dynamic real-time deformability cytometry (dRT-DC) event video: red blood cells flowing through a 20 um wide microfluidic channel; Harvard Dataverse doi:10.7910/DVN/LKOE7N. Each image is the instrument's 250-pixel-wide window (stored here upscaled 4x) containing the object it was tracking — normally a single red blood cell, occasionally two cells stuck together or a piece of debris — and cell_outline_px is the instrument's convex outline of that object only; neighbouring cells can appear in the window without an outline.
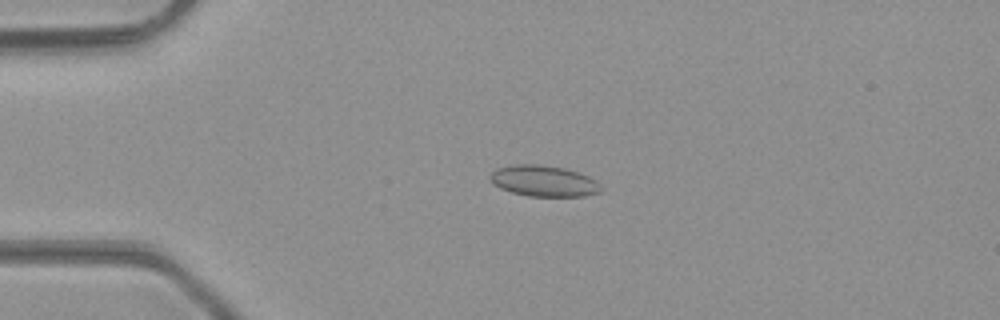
{"species": "common noctule bat (a hibernating species)", "species_latin": "Nyctalus noctula", "temperature_condition": "room temperature", "stored_images_in_passage": 47, "camera_frame_rate_fps": 3000, "um_per_image_px": 0.085, "animal": {"sex": "male", "body_mass_g": 23.1, "forearm_length_mm": 52.7}, "frame": {"image": 1, "passage_image": 11, "time_ms": 3.333, "image_size_px": [1000, 320], "cell_outline_px": [[604, 188], [600, 192], [584, 196], [528, 196], [512, 192], [500, 188], [488, 176], [496, 168], [520, 164], [536, 164], [564, 168], [588, 176], [596, 180]], "centroid_in_image_um": [46.25, 15.39], "position_along_channel_um": 38.7, "area_um2": 19.88}}
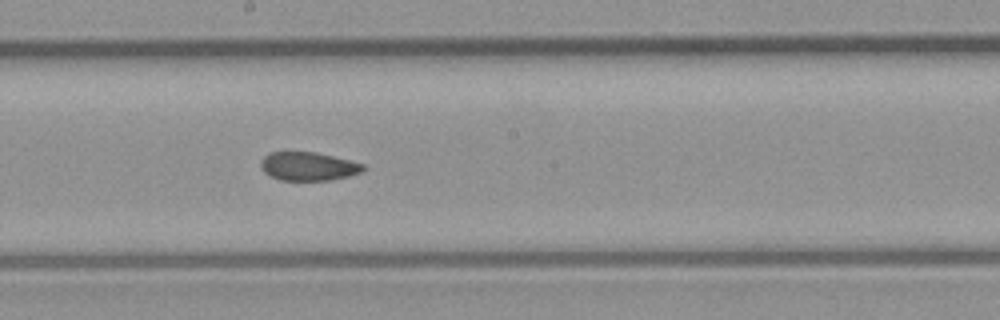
{"frame": {"image": 2, "passage_image": 26, "time_ms": 8.333, "image_size_px": [1000, 320], "cell_outline_px": [[364, 168], [360, 172], [348, 176], [328, 180], [280, 180], [264, 172], [260, 164], [260, 160], [268, 152], [316, 152], [364, 164]], "centroid_in_image_um": [26.16, 14.13], "position_along_channel_um": 222.0, "area_um2": 16.82}}
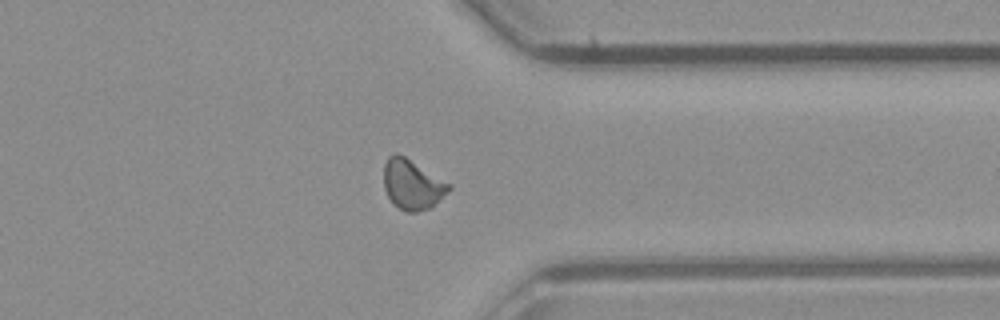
{"frame": {"image": 3, "passage_image": 37, "time_ms": 12.0, "image_size_px": [1000, 320], "cell_outline_px": [[452, 188], [448, 192], [428, 208], [416, 212], [408, 212], [400, 208], [388, 196], [384, 188], [384, 164], [388, 156], [396, 152], [404, 156], [452, 184]], "centroid_in_image_um": [35.05, 15.65], "position_along_channel_um": 376.4, "area_um2": 18.67}, "authors_computed_cell_mechanics": {"area_um2": 18.3226, "velocity_mm_per_s": 4.329, "shape_relaxation_time_tau1_ms": null, "shape_relaxation_time_tau2_ms": 1.7711, "deformation_change_tau1": null, "deformation_change_tau2": 0.0601}}